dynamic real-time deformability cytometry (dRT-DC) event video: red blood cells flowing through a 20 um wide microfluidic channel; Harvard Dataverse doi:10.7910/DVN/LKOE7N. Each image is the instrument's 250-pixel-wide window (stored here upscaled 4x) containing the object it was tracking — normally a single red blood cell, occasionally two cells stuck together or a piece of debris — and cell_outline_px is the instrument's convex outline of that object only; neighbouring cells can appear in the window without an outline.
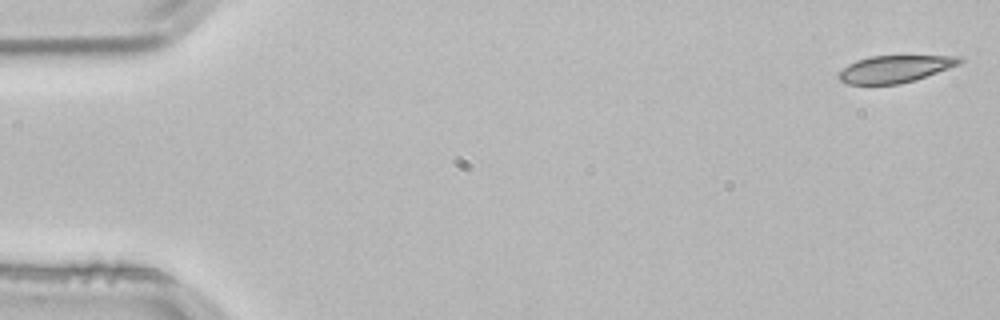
{"species": "common noctule bat (a hibernating species)", "species_latin": "Nyctalus noctula", "temperature_condition": "room temperature", "stored_images_in_passage": 53, "camera_frame_rate_fps": 3000, "um_per_image_px": 0.085, "animal": {"sex": "male", "body_mass_g": 21.5, "forearm_length_mm": 52.0}, "frame": {"image": 1, "passage_image": 1, "time_ms": 0.0, "image_size_px": [1000, 320], "cell_outline_px": [[964, 60], [960, 64], [916, 80], [900, 84], [848, 84], [840, 80], [836, 76], [836, 72], [848, 64], [856, 60], [872, 56], [964, 56]], "centroid_in_image_um": [76.05, 5.86], "position_along_channel_um": 8.9, "area_um2": 19.31}}
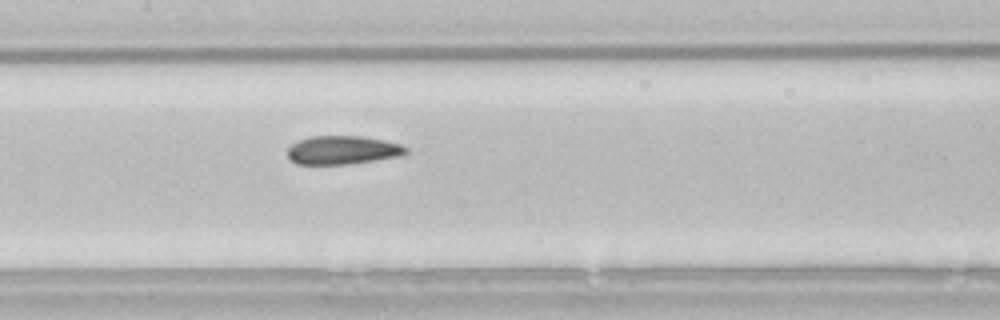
{"frame": {"image": 2, "passage_image": 25, "time_ms": 8.0, "image_size_px": [1000, 320], "cell_outline_px": [[408, 152], [400, 156], [344, 164], [296, 164], [288, 156], [288, 148], [292, 144], [300, 140], [312, 136], [360, 136], [384, 140], [400, 144], [408, 148]], "centroid_in_image_um": [29.12, 12.75], "position_along_channel_um": 178.3, "area_um2": 19.42}}
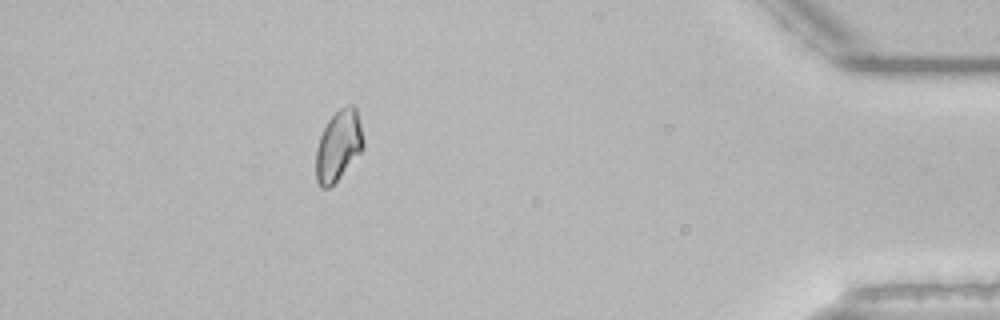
{"frame": {"image": 3, "passage_image": 47, "time_ms": 15.333, "image_size_px": [1000, 320], "cell_outline_px": [[364, 148], [340, 176], [328, 188], [320, 188], [316, 180], [316, 148], [320, 136], [328, 120], [340, 108], [348, 104], [352, 104], [356, 108], [364, 140]], "centroid_in_image_um": [28.76, 12.37], "position_along_channel_um": 406.4, "area_um2": 19.31}, "authors_computed_cell_mechanics": {"area_um2": 20.0566, "velocity_mm_per_s": 3.8346, "shape_relaxation_time_tau1_ms": null, "shape_relaxation_time_tau2_ms": 3.4388, "deformation_change_tau1": null, "deformation_change_tau2": 0.0892}}